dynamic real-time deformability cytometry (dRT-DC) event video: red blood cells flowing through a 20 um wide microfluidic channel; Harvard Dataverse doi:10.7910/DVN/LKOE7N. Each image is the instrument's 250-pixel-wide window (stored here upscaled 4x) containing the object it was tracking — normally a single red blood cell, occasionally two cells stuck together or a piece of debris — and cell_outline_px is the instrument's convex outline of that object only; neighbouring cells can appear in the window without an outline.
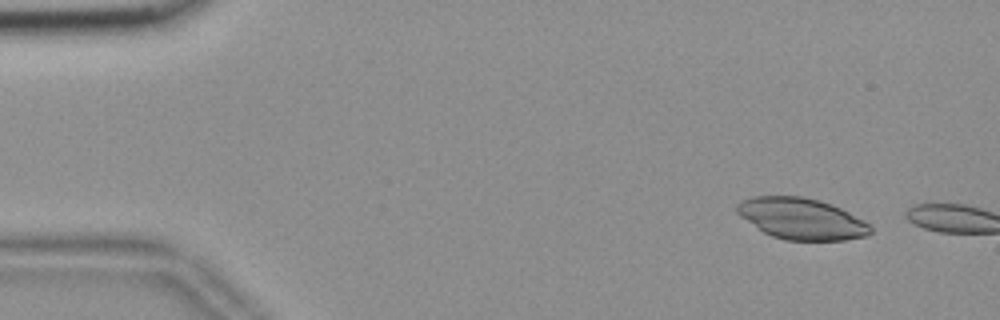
{"species": "common noctule bat (a hibernating species)", "species_latin": "Nyctalus noctula", "temperature_condition": "room temperature", "stored_images_in_passage": 4, "camera_frame_rate_fps": 3000, "um_per_image_px": 0.085, "animal": {"sex": "female", "body_mass_g": 18.4}, "frame": {"image": 1, "passage_image": 1, "time_ms": 0.0, "image_size_px": [1000, 320], "cell_outline_px": [[872, 232], [864, 236], [844, 240], [784, 240], [772, 236], [764, 232], [740, 216], [736, 212], [736, 204], [740, 200], [752, 196], [800, 196], [820, 200], [832, 204], [872, 224]], "centroid_in_image_um": [68.12, 18.58], "position_along_channel_um": 16.9, "area_um2": 32.19}}